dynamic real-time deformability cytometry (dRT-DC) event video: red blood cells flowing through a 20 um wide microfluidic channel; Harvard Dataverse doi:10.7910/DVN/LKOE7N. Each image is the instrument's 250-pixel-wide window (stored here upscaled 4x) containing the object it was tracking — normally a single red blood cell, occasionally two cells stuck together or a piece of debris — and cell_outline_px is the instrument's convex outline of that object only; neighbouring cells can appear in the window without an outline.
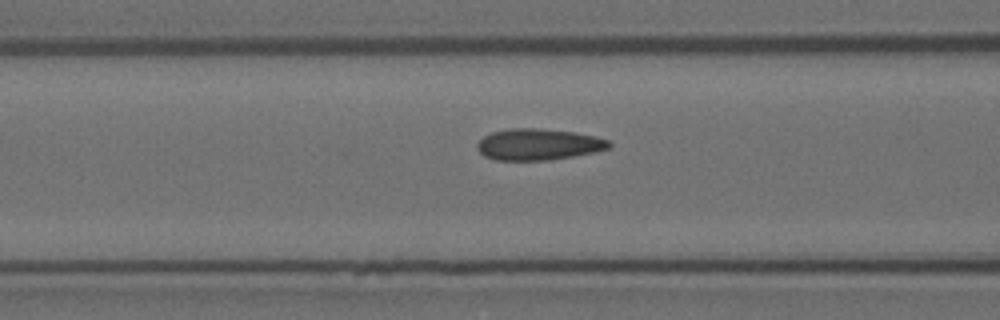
{"species": "Egyptian fruit bat (a non-hibernating species)", "species_latin": "Rousettus aegyptiacus", "temperature_condition": "room temperature", "stored_images_in_passage": 37, "camera_frame_rate_fps": 3000, "um_per_image_px": 0.085, "animal": {"sex": "female"}, "frame": {"image": 1, "passage_image": 15, "time_ms": 4.667, "image_size_px": [1000, 320], "cell_outline_px": [[612, 144], [608, 148], [592, 152], [572, 156], [544, 160], [496, 160], [484, 156], [476, 148], [476, 144], [484, 136], [492, 132], [508, 128], [540, 128], [576, 132], [596, 136], [608, 140]], "centroid_in_image_um": [45.73, 12.26], "position_along_channel_um": 120.9, "area_um2": 24.04}}
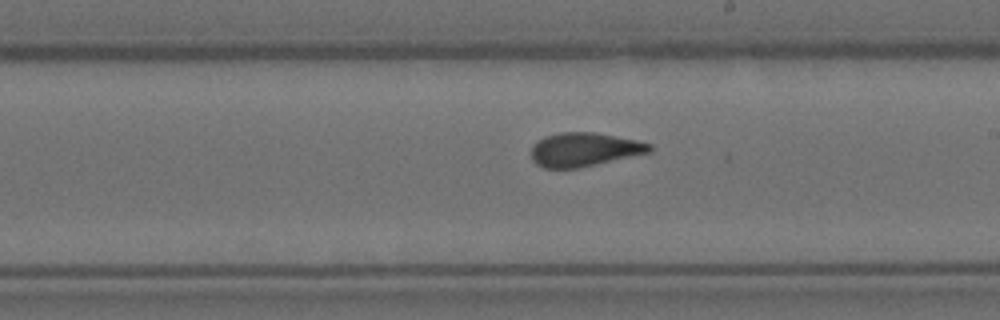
{"frame": {"image": 2, "passage_image": 25, "time_ms": 8.0, "image_size_px": [1000, 320], "cell_outline_px": [[652, 152], [576, 168], [544, 168], [536, 164], [532, 160], [532, 144], [544, 136], [560, 132], [592, 132], [636, 140], [652, 144]], "centroid_in_image_um": [49.64, 12.7], "position_along_channel_um": 239.4, "area_um2": 23.18}}
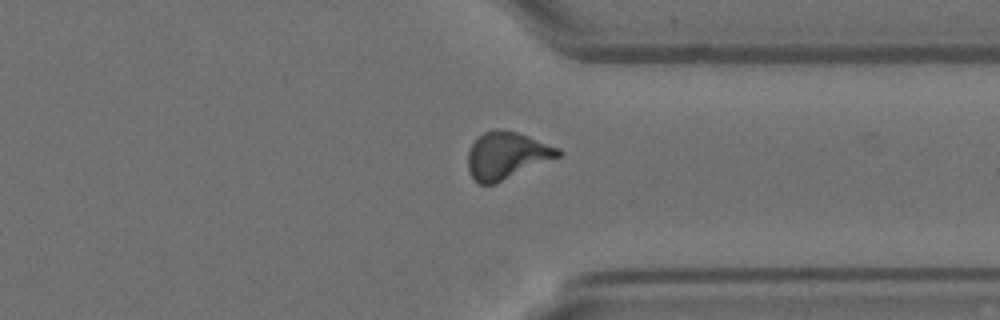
{"frame": {"image": 3, "passage_image": 36, "time_ms": 11.667, "image_size_px": [1000, 320], "cell_outline_px": [[564, 152], [560, 156], [496, 184], [480, 184], [468, 172], [468, 152], [472, 144], [484, 132], [496, 128], [500, 128], [516, 132], [528, 136], [560, 148]], "centroid_in_image_um": [43.08, 13.21], "position_along_channel_um": 368.3, "area_um2": 24.74}}